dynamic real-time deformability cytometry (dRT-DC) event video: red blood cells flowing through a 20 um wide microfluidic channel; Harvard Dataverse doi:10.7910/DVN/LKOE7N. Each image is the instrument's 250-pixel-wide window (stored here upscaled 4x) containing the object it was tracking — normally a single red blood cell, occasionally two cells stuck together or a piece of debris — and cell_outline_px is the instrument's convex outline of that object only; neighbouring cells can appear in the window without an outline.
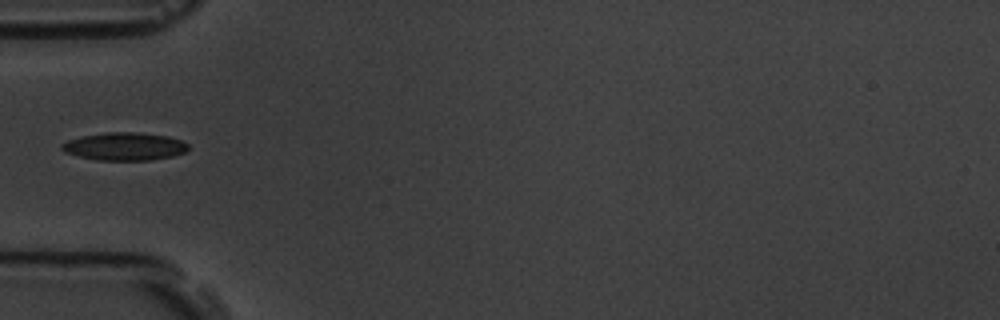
{"species": "common noctule bat (a hibernating species)", "species_latin": "Nyctalus noctula", "temperature_condition": "room temperature", "stored_images_in_passage": 2, "camera_frame_rate_fps": 3000, "um_per_image_px": 0.085, "animal": {"sex": "male", "body_mass_g": 19.5, "forearm_length_mm": 54.6}, "frame": {"image": 1, "passage_image": 2, "time_ms": 1.0, "image_size_px": [1000, 320], "cell_outline_px": [[188, 148], [184, 152], [172, 156], [148, 160], [96, 160], [64, 152], [60, 148], [60, 144], [68, 140], [84, 136], [104, 132], [136, 132], [168, 136], [180, 140], [188, 144]], "centroid_in_image_um": [10.56, 12.44], "position_along_channel_um": 74.4, "area_um2": 20.4}}